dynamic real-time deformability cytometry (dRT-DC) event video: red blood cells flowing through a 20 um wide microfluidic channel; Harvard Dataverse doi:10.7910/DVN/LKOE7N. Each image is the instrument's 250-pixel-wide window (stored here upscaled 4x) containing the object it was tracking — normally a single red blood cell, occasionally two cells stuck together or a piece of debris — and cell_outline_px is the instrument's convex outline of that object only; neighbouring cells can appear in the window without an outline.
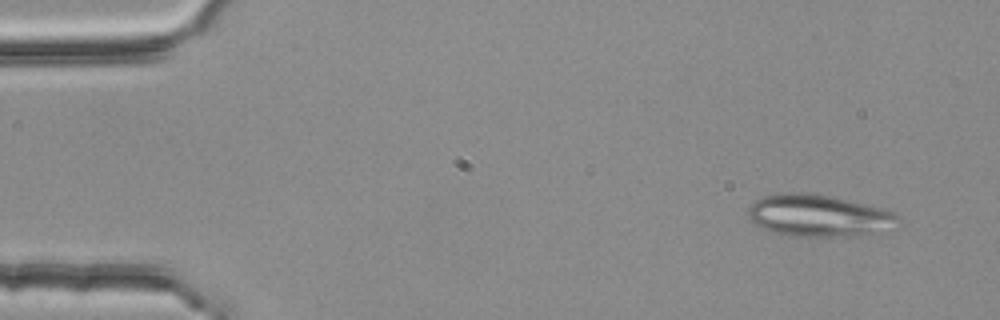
{"species": "common noctule bat (a hibernating species)", "species_latin": "Nyctalus noctula", "temperature_condition": "room temperature", "stored_images_in_passage": 5, "camera_frame_rate_fps": 3000, "um_per_image_px": 0.085, "animal": {"sex": "female", "body_mass_g": 25.1}, "frame": {"image": 1, "passage_image": 1, "time_ms": 0.0, "image_size_px": [1000, 320], "cell_outline_px": [[900, 228], [884, 232], [844, 236], [788, 236], [772, 232], [748, 220], [748, 208], [756, 200], [764, 196], [784, 192], [808, 192], [828, 196], [884, 208], [892, 212], [896, 216]], "centroid_in_image_um": [69.61, 18.34], "position_along_channel_um": 15.4, "area_um2": 36.88}}